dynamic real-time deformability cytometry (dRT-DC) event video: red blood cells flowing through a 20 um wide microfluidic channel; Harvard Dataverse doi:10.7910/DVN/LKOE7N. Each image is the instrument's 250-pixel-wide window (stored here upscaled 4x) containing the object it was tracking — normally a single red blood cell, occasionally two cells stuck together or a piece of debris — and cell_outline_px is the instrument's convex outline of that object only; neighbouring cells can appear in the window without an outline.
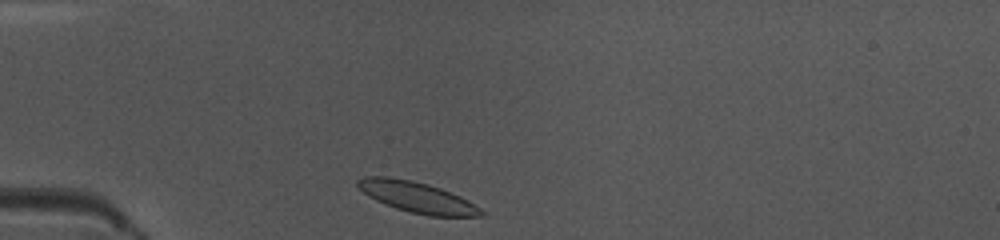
{"species": "common noctule bat (a hibernating species)", "species_latin": "Nyctalus noctula", "temperature_condition": "warm", "stored_images_in_passage": 37, "camera_frame_rate_fps": 3000, "um_per_image_px": 0.085, "animal": {"sex": "female", "body_mass_g": 10.0, "forearm_length_mm": 53.1}, "frame": {"image": 1, "passage_image": 1, "time_ms": 0.0, "image_size_px": [1000, 240], "cell_outline_px": [[484, 216], [428, 216], [396, 208], [376, 200], [368, 196], [356, 184], [356, 180], [364, 176], [388, 176], [412, 180], [428, 184], [440, 188], [460, 196], [468, 200], [480, 208], [484, 212]], "centroid_in_image_um": [35.45, 16.75], "position_along_channel_um": 49.6, "area_um2": 22.02}}
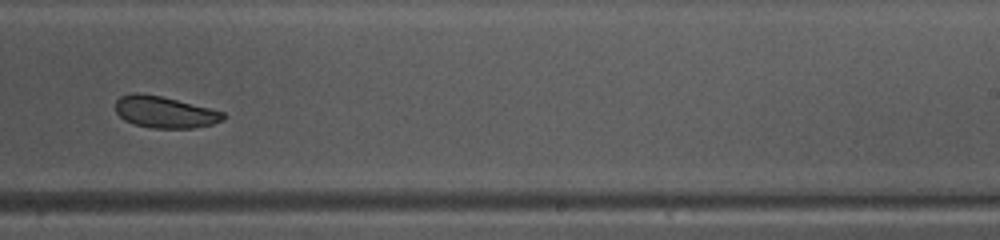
{"frame": {"image": 2, "passage_image": 19, "time_ms": 6.0, "image_size_px": [1000, 240], "cell_outline_px": [[228, 116], [224, 120], [212, 124], [192, 128], [152, 128], [136, 124], [124, 120], [116, 112], [116, 100], [120, 96], [132, 92], [136, 92], [160, 96], [224, 112]], "centroid_in_image_um": [14.0, 9.53], "position_along_channel_um": 275.0, "area_um2": 19.71}}
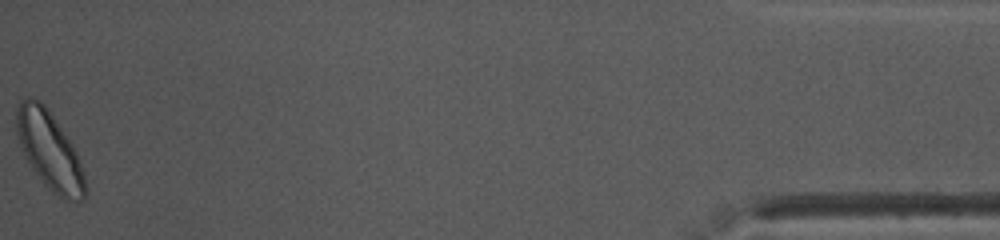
{"frame": {"image": 3, "passage_image": 37, "time_ms": 12.0, "image_size_px": [1000, 240], "cell_outline_px": [[88, 196], [84, 200], [64, 200], [52, 192], [44, 184], [28, 160], [20, 144], [16, 132], [16, 108], [20, 100], [28, 96], [40, 100], [44, 104], [72, 144], [76, 152], [84, 176], [88, 192]], "centroid_in_image_um": [4.22, 12.79], "position_along_channel_um": 431.0, "area_um2": 30.87}, "authors_computed_cell_mechanics": {"area_um2": 21.0392, "velocity_mm_per_s": 4.034, "shape_relaxation_time_tau1_ms": 1.8633, "shape_relaxation_time_tau2_ms": null, "deformation_change_tau1": 0.0842, "deformation_change_tau2": null}}